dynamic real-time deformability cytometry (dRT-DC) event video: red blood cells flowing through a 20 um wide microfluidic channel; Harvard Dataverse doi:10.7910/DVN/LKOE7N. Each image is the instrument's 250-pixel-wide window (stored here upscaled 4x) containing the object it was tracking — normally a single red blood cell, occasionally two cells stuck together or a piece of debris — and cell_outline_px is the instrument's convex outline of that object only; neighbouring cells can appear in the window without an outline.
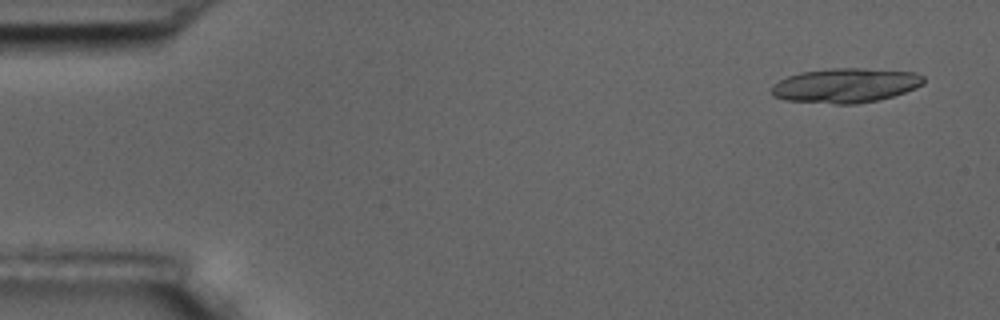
{"species": "common noctule bat (a hibernating species)", "species_latin": "Nyctalus noctula", "temperature_condition": "room temperature", "stored_images_in_passage": 4, "camera_frame_rate_fps": 3000, "um_per_image_px": 0.085, "animal": {"sex": "male", "body_mass_g": 17.5, "forearm_length_mm": 52.3}, "frame": {"image": 1, "passage_image": 1, "time_ms": 0.0, "image_size_px": [1000, 320], "cell_outline_px": [[924, 84], [916, 88], [892, 96], [876, 100], [856, 104], [836, 104], [784, 100], [772, 96], [772, 88], [780, 80], [788, 76], [800, 72], [828, 68], [864, 68], [916, 72], [924, 76]], "centroid_in_image_um": [71.89, 7.25], "position_along_channel_um": 13.1, "area_um2": 30.63}}